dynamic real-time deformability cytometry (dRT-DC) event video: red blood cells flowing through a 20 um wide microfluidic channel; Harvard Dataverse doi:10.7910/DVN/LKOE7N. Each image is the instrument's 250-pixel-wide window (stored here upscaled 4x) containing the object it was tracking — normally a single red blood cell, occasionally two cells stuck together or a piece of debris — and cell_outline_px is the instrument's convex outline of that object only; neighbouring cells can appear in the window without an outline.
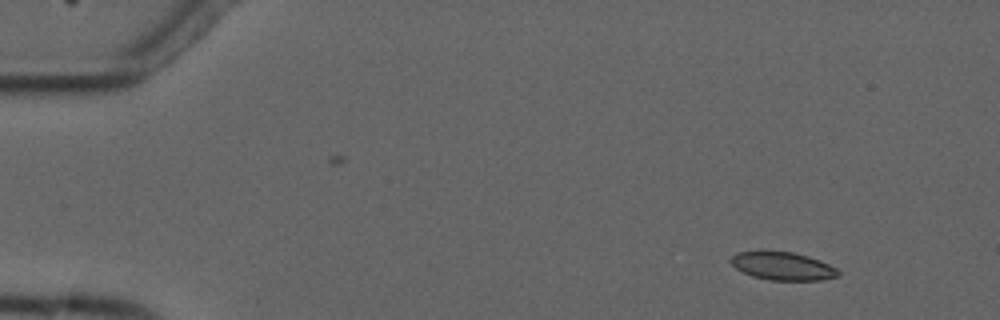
{"species": "common noctule bat (a hibernating species)", "species_latin": "Nyctalus noctula", "temperature_condition": "cold", "stored_images_in_passage": 4, "camera_frame_rate_fps": 3000, "um_per_image_px": 0.085, "animal": {"sex": "male", "forearm_length_mm": 52.5}, "frame": {"image": 1, "passage_image": 1, "time_ms": 0.0, "image_size_px": [1000, 320], "cell_outline_px": [[840, 276], [820, 280], [768, 280], [752, 276], [736, 268], [728, 260], [736, 252], [760, 248], [792, 252], [808, 256], [820, 260], [836, 268], [840, 272]], "centroid_in_image_um": [66.47, 22.57], "position_along_channel_um": 18.5, "area_um2": 18.21}}